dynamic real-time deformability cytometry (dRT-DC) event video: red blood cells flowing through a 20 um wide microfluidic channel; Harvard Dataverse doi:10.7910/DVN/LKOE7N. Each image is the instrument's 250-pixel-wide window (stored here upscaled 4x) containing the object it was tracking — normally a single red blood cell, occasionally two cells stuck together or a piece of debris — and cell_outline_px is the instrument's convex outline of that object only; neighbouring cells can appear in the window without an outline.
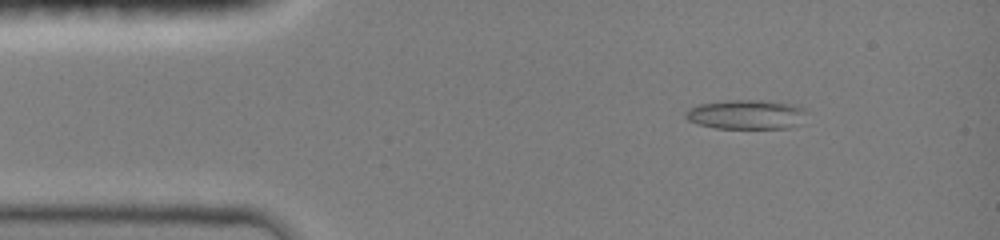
{"species": "common noctule bat (a hibernating species)", "species_latin": "Nyctalus noctula", "temperature_condition": "room temperature", "stored_images_in_passage": 29, "camera_frame_rate_fps": 3000, "um_per_image_px": 0.085, "animal": {"sex": "female", "body_mass_g": 19.0, "forearm_length_mm": 51.5}, "frame": {"image": 1, "passage_image": 4, "time_ms": 1.667, "image_size_px": [1000, 240], "cell_outline_px": [[808, 112], [792, 128], [716, 128], [700, 124], [688, 120], [684, 116], [684, 112], [688, 108], [700, 104], [724, 100], [760, 100], [800, 104]], "centroid_in_image_um": [63.45, 9.71], "position_along_channel_um": 21.6, "area_um2": 20.92}}
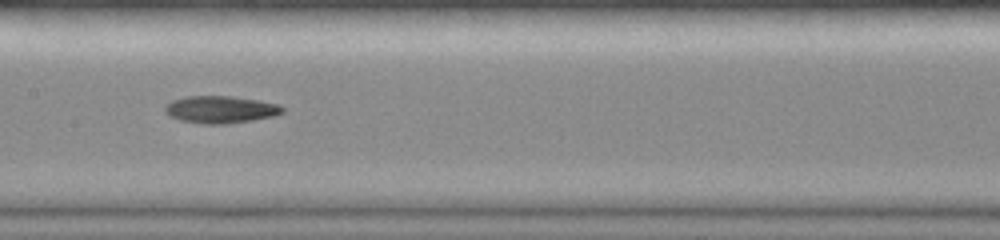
{"frame": {"image": 2, "passage_image": 15, "time_ms": 7.333, "image_size_px": [1000, 240], "cell_outline_px": [[284, 112], [272, 116], [252, 120], [224, 124], [204, 124], [180, 120], [168, 116], [164, 112], [164, 108], [172, 100], [188, 96], [228, 96], [256, 100], [280, 104], [284, 108]], "centroid_in_image_um": [18.72, 9.31], "position_along_channel_um": 188.7, "area_um2": 18.55}}
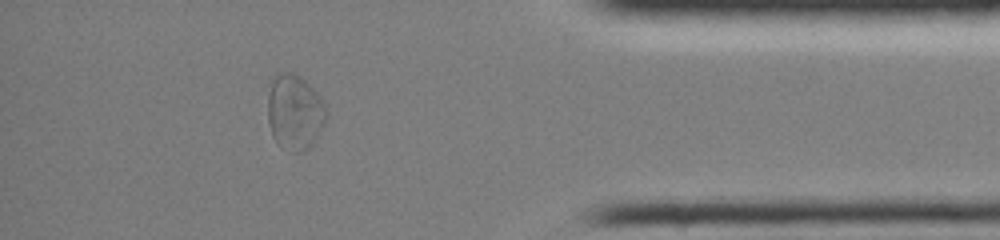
{"frame": {"image": 3, "passage_image": 26, "time_ms": 13.333, "image_size_px": [1000, 240], "cell_outline_px": [[328, 116], [320, 132], [312, 144], [308, 148], [300, 152], [292, 152], [280, 148], [276, 144], [272, 136], [268, 124], [268, 96], [272, 80], [280, 72], [292, 72], [300, 76], [324, 100], [328, 112]], "centroid_in_image_um": [25.05, 9.56], "position_along_channel_um": 410.1, "area_um2": 26.07}, "authors_computed_cell_mechanics": {"area_um2": 19.0162, "velocity_mm_per_s": 4.0609, "shape_relaxation_time_tau1_ms": 7.3509, "shape_relaxation_time_tau2_ms": null, "deformation_change_tau1": 0.159, "deformation_change_tau2": null}}